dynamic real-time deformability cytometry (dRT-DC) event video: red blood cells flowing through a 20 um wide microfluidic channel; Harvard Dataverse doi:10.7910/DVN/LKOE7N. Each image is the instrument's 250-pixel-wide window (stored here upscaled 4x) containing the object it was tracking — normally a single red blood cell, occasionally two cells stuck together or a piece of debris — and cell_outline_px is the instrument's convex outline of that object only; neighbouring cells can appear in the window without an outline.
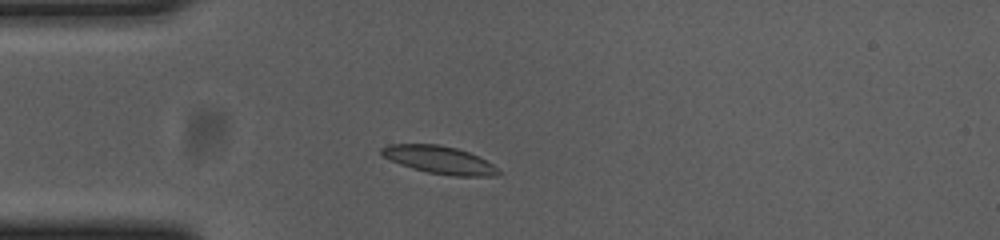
{"species": "common noctule bat (a hibernating species)", "species_latin": "Nyctalus noctula", "temperature_condition": "cold", "stored_images_in_passage": 44, "camera_frame_rate_fps": 3000, "um_per_image_px": 0.085, "animal": {"sex": "female", "body_mass_g": 23.0, "forearm_length_mm": 53.4}, "frame": {"image": 1, "passage_image": 7, "time_ms": 2.0, "image_size_px": [1000, 240], "cell_outline_px": [[500, 172], [496, 176], [452, 176], [428, 172], [412, 168], [400, 164], [380, 156], [380, 148], [388, 144], [440, 144], [456, 148], [468, 152], [492, 164]], "centroid_in_image_um": [37.28, 13.58], "position_along_channel_um": 47.7, "area_um2": 18.79}}
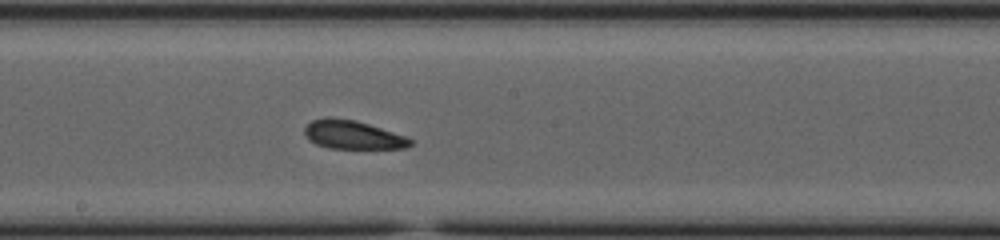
{"frame": {"image": 2, "passage_image": 22, "time_ms": 7.0, "image_size_px": [1000, 240], "cell_outline_px": [[412, 144], [408, 148], [328, 148], [316, 144], [308, 140], [304, 132], [304, 128], [312, 120], [328, 116], [332, 116], [356, 120], [404, 136], [412, 140]], "centroid_in_image_um": [29.93, 11.45], "position_along_channel_um": 218.3, "area_um2": 17.57}}
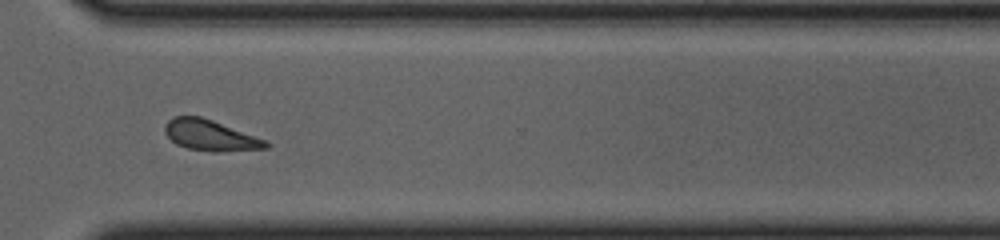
{"frame": {"image": 3, "passage_image": 33, "time_ms": 10.667, "image_size_px": [1000, 240], "cell_outline_px": [[268, 148], [220, 152], [216, 152], [188, 148], [176, 144], [164, 132], [164, 128], [168, 120], [172, 116], [200, 116], [212, 120], [268, 140]], "centroid_in_image_um": [17.89, 11.5], "position_along_channel_um": 352.7, "area_um2": 18.09}, "authors_computed_cell_mechanics": {"area_um2": 18.496, "velocity_mm_per_s": 3.6674, "shape_relaxation_time_tau1_ms": 3.9993, "shape_relaxation_time_tau2_ms": 6.1404, "deformation_change_tau1": 0.0636, "deformation_change_tau2": 0.1796}}